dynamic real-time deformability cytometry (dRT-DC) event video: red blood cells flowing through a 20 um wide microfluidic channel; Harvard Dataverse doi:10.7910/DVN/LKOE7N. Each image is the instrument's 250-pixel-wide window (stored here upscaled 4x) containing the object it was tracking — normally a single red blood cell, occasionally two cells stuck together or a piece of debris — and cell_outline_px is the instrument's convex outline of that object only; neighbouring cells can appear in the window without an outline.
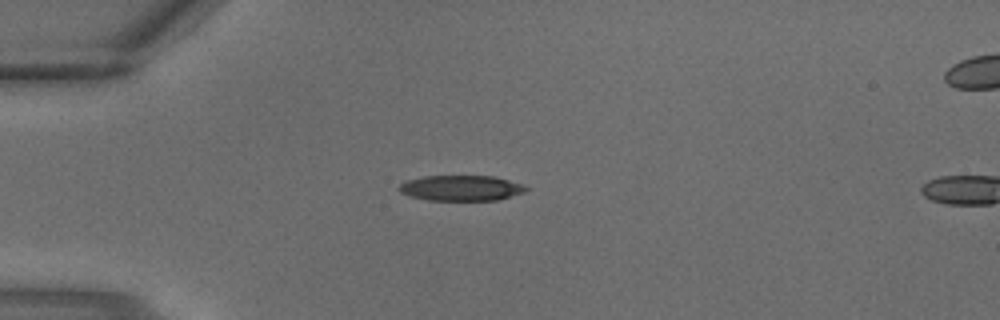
{"species": "common noctule bat (a hibernating species)", "species_latin": "Nyctalus noctula", "temperature_condition": "warm", "stored_images_in_passage": 2, "camera_frame_rate_fps": 3000, "um_per_image_px": 0.085, "animal": {"sex": "male", "body_mass_g": 18.8}, "frame": {"image": 1, "passage_image": 2, "time_ms": 0.333, "image_size_px": [1000, 320], "cell_outline_px": [[528, 188], [524, 192], [496, 200], [428, 200], [412, 196], [400, 192], [396, 188], [400, 184], [408, 180], [424, 176], [492, 176], [508, 180], [520, 184]], "centroid_in_image_um": [39.15, 15.98], "position_along_channel_um": 45.8, "area_um2": 18.55}}